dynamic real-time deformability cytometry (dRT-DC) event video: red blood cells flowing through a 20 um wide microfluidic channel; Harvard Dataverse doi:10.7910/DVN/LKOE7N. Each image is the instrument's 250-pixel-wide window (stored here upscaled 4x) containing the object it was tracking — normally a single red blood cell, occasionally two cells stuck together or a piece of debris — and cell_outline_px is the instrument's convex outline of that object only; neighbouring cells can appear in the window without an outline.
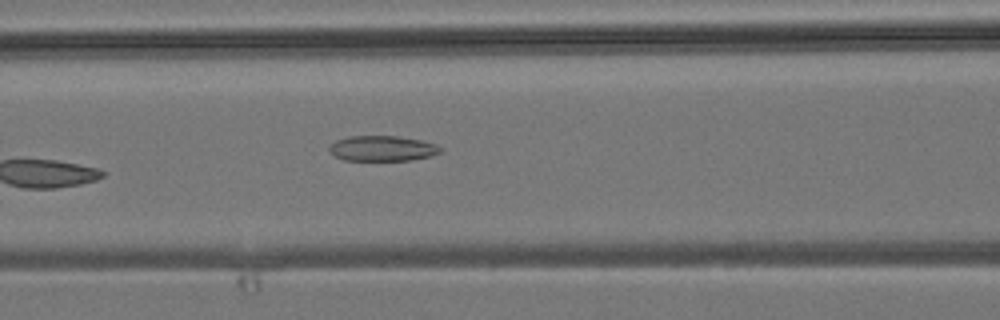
{"species": "common noctule bat (a hibernating species)", "species_latin": "Nyctalus noctula", "temperature_condition": "room temperature", "stored_images_in_passage": 6, "camera_frame_rate_fps": 3000, "um_per_image_px": 0.085, "animal": {"sex": "male", "body_mass_g": 19.2, "forearm_length_mm": 51.8}, "frame": {"image": 1, "passage_image": 6, "time_ms": 6.667, "image_size_px": [1000, 320], "cell_outline_px": [[440, 152], [432, 156], [412, 160], [344, 160], [332, 156], [328, 148], [336, 140], [348, 136], [396, 136], [420, 140], [436, 144], [440, 148]], "centroid_in_image_um": [32.47, 12.62], "position_along_channel_um": 134.1, "area_um2": 16.42}}